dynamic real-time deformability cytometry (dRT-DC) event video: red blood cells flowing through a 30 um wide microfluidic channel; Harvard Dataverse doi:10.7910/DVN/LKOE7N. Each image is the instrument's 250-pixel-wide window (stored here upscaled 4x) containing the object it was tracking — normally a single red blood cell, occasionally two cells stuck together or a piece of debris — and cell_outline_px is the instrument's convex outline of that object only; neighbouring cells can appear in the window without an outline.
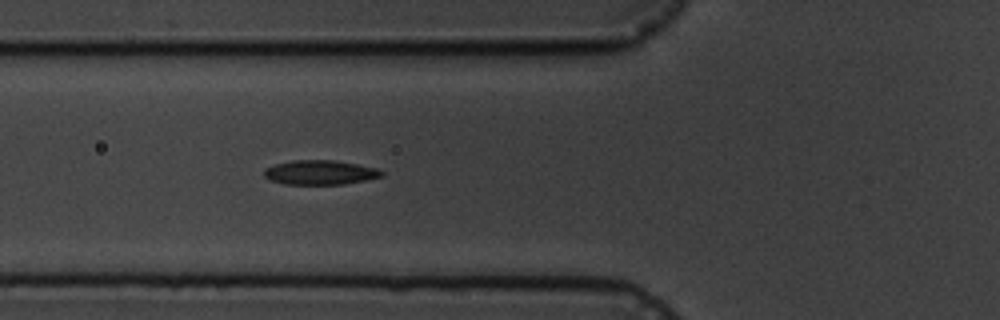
{"species": "common noctule bat (a hibernating species)", "species_latin": "Nyctalus noctula", "temperature_condition": "cold", "stored_images_in_passage": 2, "camera_frame_rate_fps": 3000, "um_per_image_px": 0.085, "animal": {"sex": "male", "body_mass_g": 19.5, "forearm_length_mm": 54.6}, "frame": {"image": 1, "passage_image": 2, "time_ms": 1.0, "image_size_px": [1000, 320], "cell_outline_px": [[384, 176], [344, 184], [284, 184], [272, 180], [264, 176], [264, 168], [276, 164], [292, 160], [332, 160], [380, 168], [384, 172]], "centroid_in_image_um": [27.23, 14.65], "position_along_channel_um": 98.6, "area_um2": 16.7}}